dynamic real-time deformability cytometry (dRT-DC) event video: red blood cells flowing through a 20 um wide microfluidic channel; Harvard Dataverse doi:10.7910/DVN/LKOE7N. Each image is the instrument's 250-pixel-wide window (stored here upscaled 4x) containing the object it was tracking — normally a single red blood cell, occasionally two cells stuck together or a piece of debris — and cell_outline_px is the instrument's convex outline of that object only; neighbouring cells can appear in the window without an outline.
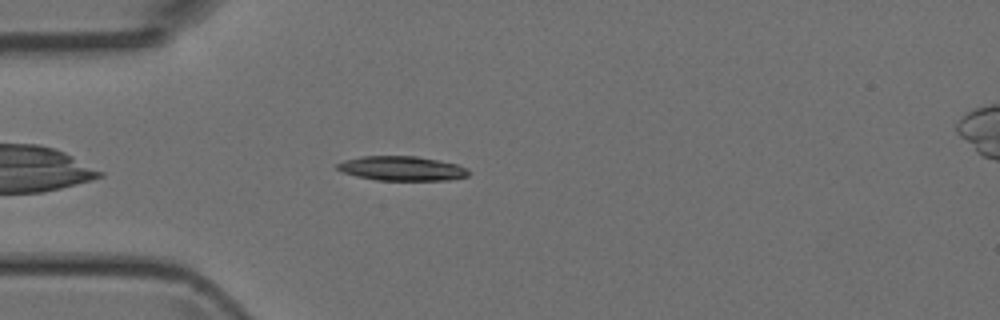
{"species": "Egyptian fruit bat (a non-hibernating species)", "species_latin": "Rousettus aegyptiacus", "temperature_condition": "room temperature", "stored_images_in_passage": 40, "camera_frame_rate_fps": 3000, "um_per_image_px": 0.085, "animal": {"sex": "female"}, "frame": {"image": 1, "passage_image": 5, "time_ms": 1.333, "image_size_px": [1000, 320], "cell_outline_px": [[468, 176], [448, 180], [376, 180], [356, 176], [344, 172], [336, 168], [336, 164], [344, 160], [360, 156], [416, 156], [456, 164], [468, 168]], "centroid_in_image_um": [34.13, 14.31], "position_along_channel_um": 50.9, "area_um2": 18.61}}
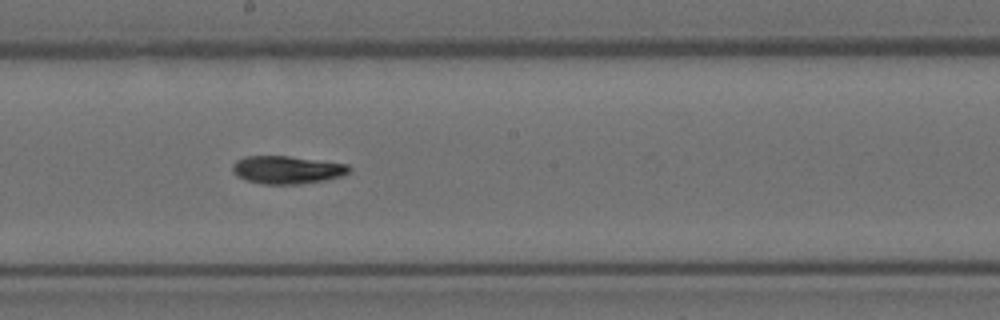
{"frame": {"image": 2, "passage_image": 18, "time_ms": 5.667, "image_size_px": [1000, 320], "cell_outline_px": [[352, 168], [348, 172], [340, 176], [324, 180], [300, 184], [264, 184], [248, 180], [236, 176], [232, 172], [232, 164], [236, 160], [244, 156], [288, 156], [348, 164]], "centroid_in_image_um": [24.36, 14.43], "position_along_channel_um": 223.8, "area_um2": 18.9}}
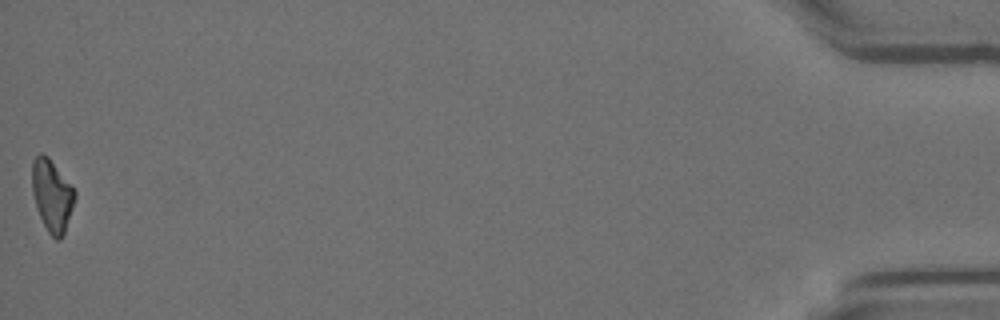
{"frame": {"image": 3, "passage_image": 40, "time_ms": 13.0, "image_size_px": [1000, 320], "cell_outline_px": [[76, 196], [64, 232], [60, 240], [56, 240], [48, 232], [40, 216], [32, 192], [32, 160], [40, 152], [48, 156], [76, 192]], "centroid_in_image_um": [4.4, 16.59], "position_along_channel_um": 430.8, "area_um2": 17.57}}